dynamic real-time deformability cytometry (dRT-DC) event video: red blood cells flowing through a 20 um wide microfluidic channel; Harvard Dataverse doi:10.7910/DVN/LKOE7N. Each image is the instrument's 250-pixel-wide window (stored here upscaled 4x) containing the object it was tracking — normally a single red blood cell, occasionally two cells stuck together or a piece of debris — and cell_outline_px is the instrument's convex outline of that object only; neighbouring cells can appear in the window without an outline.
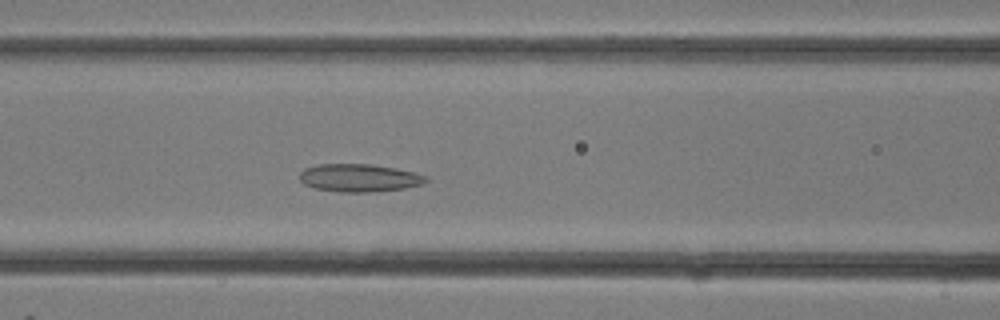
{"species": "common noctule bat (a hibernating species)", "species_latin": "Nyctalus noctula", "temperature_condition": "room temperature", "stored_images_in_passage": 25, "camera_frame_rate_fps": 3000, "um_per_image_px": 0.085, "animal": {"sex": "female"}, "frame": {"image": 1, "passage_image": 7, "time_ms": 2.0, "image_size_px": [1000, 320], "cell_outline_px": [[428, 180], [424, 184], [404, 188], [368, 192], [340, 192], [316, 188], [304, 184], [300, 180], [300, 172], [304, 168], [316, 164], [372, 164], [396, 168], [428, 176]], "centroid_in_image_um": [30.53, 15.11], "position_along_channel_um": 136.1, "area_um2": 20.52}}
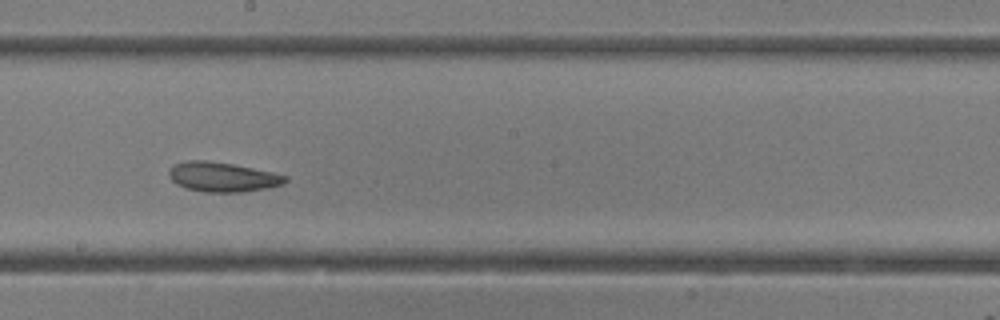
{"frame": {"image": 2, "passage_image": 11, "time_ms": 3.333, "image_size_px": [1000, 320], "cell_outline_px": [[288, 180], [284, 184], [268, 188], [244, 192], [204, 192], [188, 188], [176, 184], [168, 176], [168, 168], [172, 164], [188, 160], [208, 160], [232, 164], [272, 172], [288, 176]], "centroid_in_image_um": [18.9, 15.04], "position_along_channel_um": 229.3, "area_um2": 20.29}}
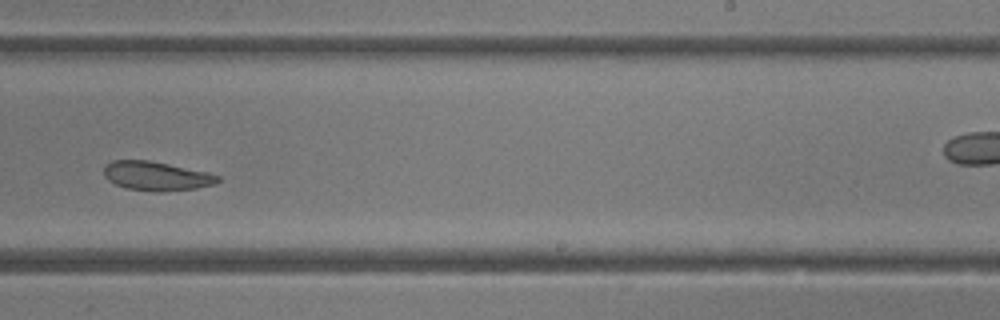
{"frame": {"image": 3, "passage_image": 13, "time_ms": 4.0, "image_size_px": [1000, 320], "cell_outline_px": [[220, 180], [216, 184], [196, 188], [164, 192], [152, 192], [128, 188], [116, 184], [108, 180], [104, 176], [104, 164], [112, 160], [148, 160], [208, 172], [220, 176]], "centroid_in_image_um": [13.29, 14.96], "position_along_channel_um": 275.7, "area_um2": 19.42}}